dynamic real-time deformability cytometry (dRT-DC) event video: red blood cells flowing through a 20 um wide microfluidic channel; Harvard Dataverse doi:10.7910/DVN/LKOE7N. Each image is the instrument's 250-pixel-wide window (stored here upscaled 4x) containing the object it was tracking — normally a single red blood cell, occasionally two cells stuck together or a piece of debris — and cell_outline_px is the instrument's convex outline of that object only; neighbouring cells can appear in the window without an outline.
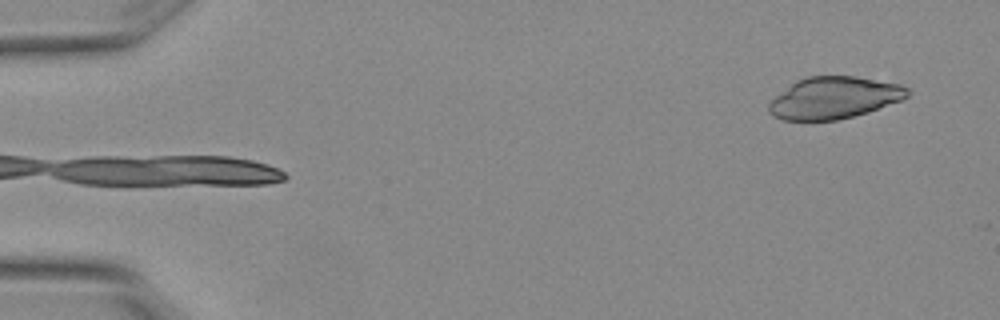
{"species": "Egyptian fruit bat (a non-hibernating species)", "species_latin": "Rousettus aegyptiacus", "temperature_condition": "warm", "stored_images_in_passage": 3, "camera_frame_rate_fps": 3000, "um_per_image_px": 0.085, "animal": {"sex": "female"}, "frame": {"image": 1, "passage_image": 3, "time_ms": 0.667, "image_size_px": [1000, 320], "cell_outline_px": [[912, 92], [904, 100], [868, 112], [836, 120], [784, 120], [772, 116], [768, 112], [768, 104], [776, 96], [796, 80], [804, 76], [856, 76], [900, 84], [908, 88]], "centroid_in_image_um": [70.92, 8.31], "position_along_channel_um": 14.1, "area_um2": 33.99}}